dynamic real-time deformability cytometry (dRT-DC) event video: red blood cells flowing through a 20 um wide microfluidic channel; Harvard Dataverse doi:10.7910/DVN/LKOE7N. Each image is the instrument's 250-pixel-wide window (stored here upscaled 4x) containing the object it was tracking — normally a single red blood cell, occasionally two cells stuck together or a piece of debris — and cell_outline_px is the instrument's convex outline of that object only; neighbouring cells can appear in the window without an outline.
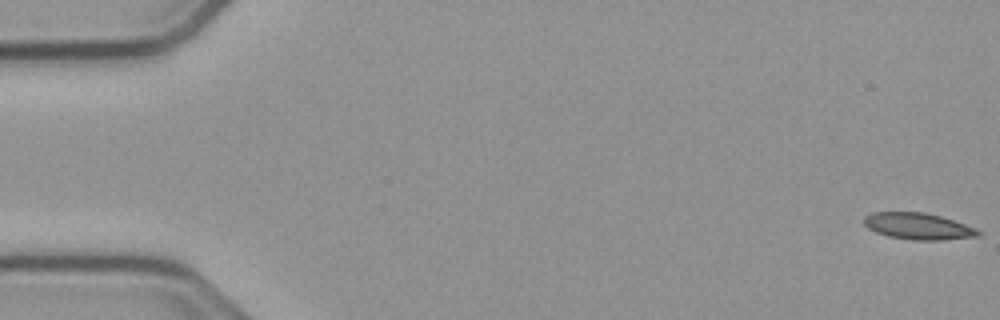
{"species": "common noctule bat (a hibernating species)", "species_latin": "Nyctalus noctula", "temperature_condition": "cold", "stored_images_in_passage": 54, "camera_frame_rate_fps": 3000, "um_per_image_px": 0.085, "animal": {"sex": "male", "body_mass_g": 23.1, "forearm_length_mm": 52.7}, "frame": {"image": 1, "passage_image": 1, "time_ms": 0.0, "image_size_px": [1000, 320], "cell_outline_px": [[984, 232], [980, 236], [940, 240], [912, 240], [888, 236], [876, 232], [868, 228], [864, 224], [864, 216], [872, 212], [924, 212], [940, 216], [976, 228]], "centroid_in_image_um": [78.05, 19.23], "position_along_channel_um": 6.9, "area_um2": 17.69}}
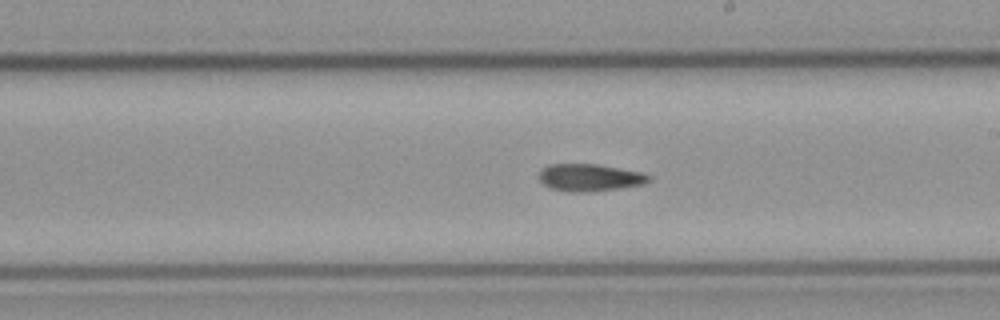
{"frame": {"image": 2, "passage_image": 31, "time_ms": 10.0, "image_size_px": [1000, 320], "cell_outline_px": [[652, 180], [644, 184], [620, 188], [584, 192], [568, 192], [552, 188], [544, 184], [540, 180], [540, 172], [548, 164], [596, 164], [644, 172], [652, 176]], "centroid_in_image_um": [50.19, 15.09], "position_along_channel_um": 238.8, "area_um2": 17.46}}
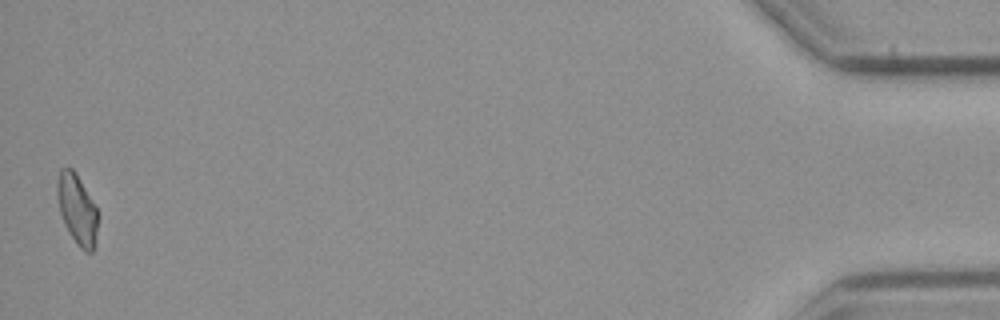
{"frame": {"image": 3, "passage_image": 54, "time_ms": 17.667, "image_size_px": [1000, 320], "cell_outline_px": [[100, 216], [92, 252], [84, 252], [80, 248], [68, 232], [64, 224], [60, 212], [56, 192], [56, 184], [60, 168], [72, 168], [76, 172], [96, 208]], "centroid_in_image_um": [6.55, 17.79], "position_along_channel_um": 428.7, "area_um2": 16.7}, "authors_computed_cell_mechanics": {"area_um2": 17.5423, "velocity_mm_per_s": 3.7872, "shape_relaxation_time_tau1_ms": null, "shape_relaxation_time_tau2_ms": 10.0138, "deformation_change_tau1": null, "deformation_change_tau2": 0.1882}}